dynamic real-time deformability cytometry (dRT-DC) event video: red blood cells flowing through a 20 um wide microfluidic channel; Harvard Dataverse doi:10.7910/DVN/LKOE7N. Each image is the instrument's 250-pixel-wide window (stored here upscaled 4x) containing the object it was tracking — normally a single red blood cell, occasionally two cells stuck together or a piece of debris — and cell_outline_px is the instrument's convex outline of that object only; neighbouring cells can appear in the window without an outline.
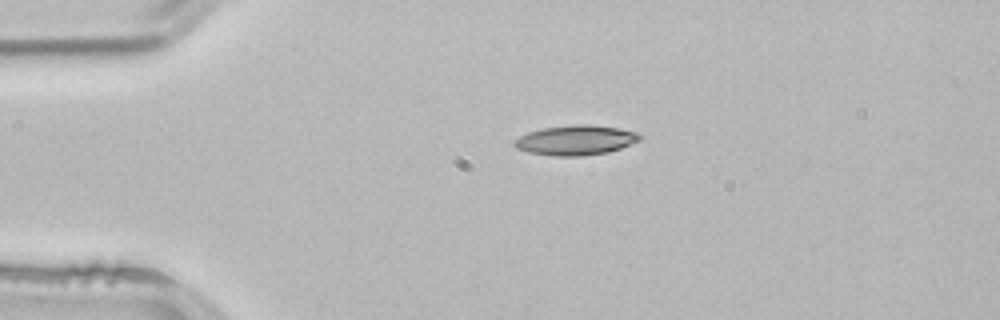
{"species": "common noctule bat (a hibernating species)", "species_latin": "Nyctalus noctula", "temperature_condition": "room temperature", "stored_images_in_passage": 3, "camera_frame_rate_fps": 3000, "um_per_image_px": 0.085, "animal": {"sex": "male", "body_mass_g": 21.5, "forearm_length_mm": 52.0}, "frame": {"image": 1, "passage_image": 3, "time_ms": 0.667, "image_size_px": [1000, 320], "cell_outline_px": [[640, 140], [620, 148], [608, 152], [584, 156], [556, 156], [528, 152], [516, 148], [512, 144], [512, 140], [528, 132], [544, 128], [576, 124], [588, 124], [620, 128], [640, 132]], "centroid_in_image_um": [48.93, 11.91], "position_along_channel_um": 36.1, "area_um2": 21.91}}